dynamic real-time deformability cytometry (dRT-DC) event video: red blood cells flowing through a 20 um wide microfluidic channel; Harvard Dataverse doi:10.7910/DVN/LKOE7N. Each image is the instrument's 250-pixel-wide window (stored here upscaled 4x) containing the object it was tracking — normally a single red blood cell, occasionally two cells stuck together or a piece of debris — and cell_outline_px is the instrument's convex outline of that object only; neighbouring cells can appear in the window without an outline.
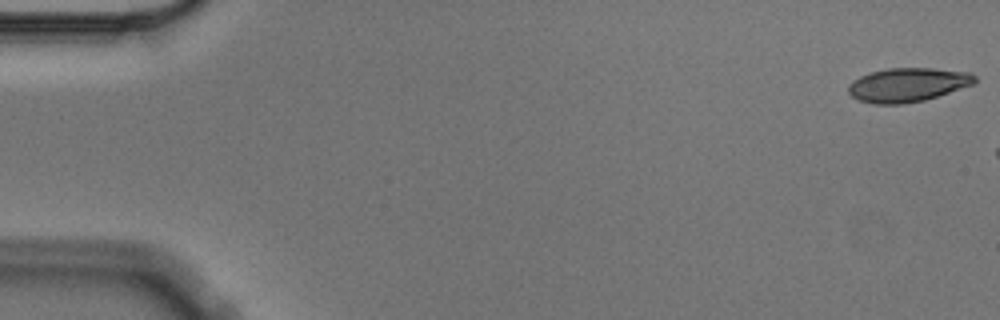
{"species": "Egyptian fruit bat (a non-hibernating species)", "species_latin": "Rousettus aegyptiacus", "temperature_condition": "cold", "stored_images_in_passage": 3, "camera_frame_rate_fps": 3000, "um_per_image_px": 0.085, "animal": {"sex": "male"}, "frame": {"image": 1, "passage_image": 1, "time_ms": 0.0, "image_size_px": [1000, 320], "cell_outline_px": [[976, 80], [972, 84], [924, 100], [904, 104], [872, 104], [860, 100], [852, 96], [848, 92], [848, 84], [852, 80], [860, 76], [872, 72], [888, 68], [932, 68], [968, 72], [976, 76]], "centroid_in_image_um": [77.1, 7.21], "position_along_channel_um": 7.9, "area_um2": 24.8}}